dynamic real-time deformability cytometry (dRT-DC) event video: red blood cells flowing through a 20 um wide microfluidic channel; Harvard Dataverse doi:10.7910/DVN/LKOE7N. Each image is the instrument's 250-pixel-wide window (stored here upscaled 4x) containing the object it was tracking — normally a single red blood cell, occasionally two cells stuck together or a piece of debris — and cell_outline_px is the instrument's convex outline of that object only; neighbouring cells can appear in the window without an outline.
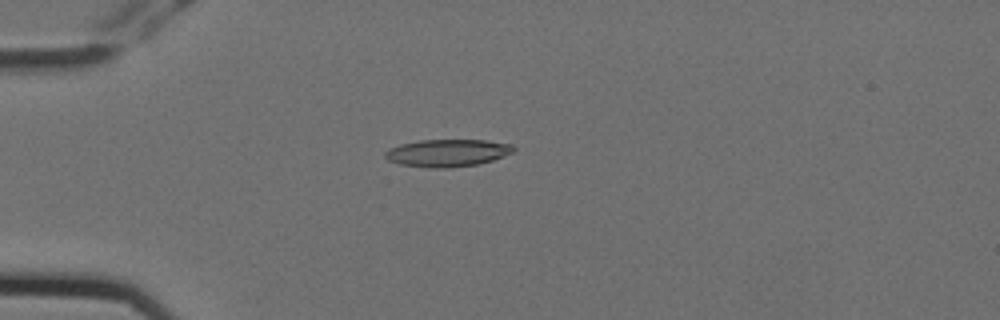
{"species": "Egyptian fruit bat (a non-hibernating species)", "species_latin": "Rousettus aegyptiacus", "temperature_condition": "cold", "stored_images_in_passage": 5, "camera_frame_rate_fps": 3000, "um_per_image_px": 0.085, "animal": {"sex": "female"}, "frame": {"image": 1, "passage_image": 5, "time_ms": 1.333, "image_size_px": [1000, 320], "cell_outline_px": [[516, 152], [480, 164], [448, 168], [428, 168], [400, 164], [388, 160], [384, 156], [384, 152], [388, 148], [400, 144], [420, 140], [488, 140], [512, 144], [516, 148]], "centroid_in_image_um": [38.05, 13.0], "position_along_channel_um": 46.9, "area_um2": 20.81}}